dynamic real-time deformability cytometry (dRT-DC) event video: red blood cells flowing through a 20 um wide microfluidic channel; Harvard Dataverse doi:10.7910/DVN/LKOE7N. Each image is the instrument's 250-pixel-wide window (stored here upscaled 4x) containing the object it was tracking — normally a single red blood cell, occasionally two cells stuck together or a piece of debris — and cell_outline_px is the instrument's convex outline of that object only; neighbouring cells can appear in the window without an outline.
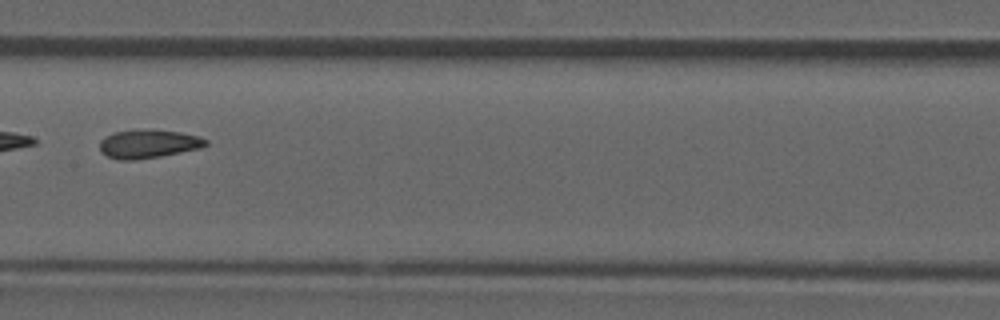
{"species": "common noctule bat (a hibernating species)", "species_latin": "Nyctalus noctula", "temperature_condition": "room temperature", "stored_images_in_passage": 7, "camera_frame_rate_fps": 3000, "um_per_image_px": 0.085, "animal": {"sex": "male", "forearm_length_mm": 52.5}, "frame": {"image": 1, "passage_image": 7, "time_ms": 2.0, "image_size_px": [1000, 320], "cell_outline_px": [[208, 144], [200, 148], [160, 156], [132, 160], [120, 160], [108, 156], [100, 152], [100, 140], [104, 136], [112, 132], [180, 132], [196, 136], [208, 140]], "centroid_in_image_um": [12.57, 12.27], "position_along_channel_um": 194.8, "area_um2": 16.76}}